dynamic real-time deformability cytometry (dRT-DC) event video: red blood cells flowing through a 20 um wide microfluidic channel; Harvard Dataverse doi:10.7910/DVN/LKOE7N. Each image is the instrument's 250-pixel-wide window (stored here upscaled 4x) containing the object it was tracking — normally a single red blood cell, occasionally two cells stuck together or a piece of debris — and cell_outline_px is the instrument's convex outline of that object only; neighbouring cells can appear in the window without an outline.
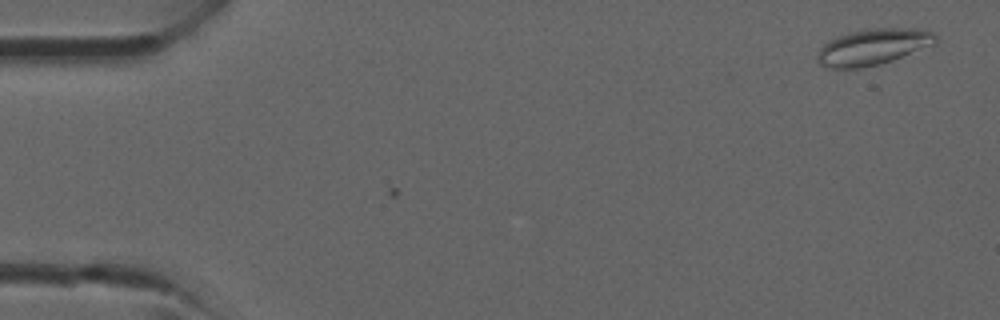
{"species": "common noctule bat (a hibernating species)", "species_latin": "Nyctalus noctula", "temperature_condition": "room temperature", "stored_images_in_passage": 2, "camera_frame_rate_fps": 3000, "um_per_image_px": 0.085, "animal": {"sex": "male", "forearm_length_mm": 52.5}, "frame": {"image": 1, "passage_image": 1, "time_ms": 0.0, "image_size_px": [1000, 320], "cell_outline_px": [[936, 44], [892, 60], [880, 64], [860, 68], [828, 68], [820, 64], [816, 60], [816, 56], [820, 48], [828, 40], [836, 36], [848, 32], [872, 28], [912, 28], [932, 32], [936, 36]], "centroid_in_image_um": [74.17, 3.98], "position_along_channel_um": 10.8, "area_um2": 24.97}}